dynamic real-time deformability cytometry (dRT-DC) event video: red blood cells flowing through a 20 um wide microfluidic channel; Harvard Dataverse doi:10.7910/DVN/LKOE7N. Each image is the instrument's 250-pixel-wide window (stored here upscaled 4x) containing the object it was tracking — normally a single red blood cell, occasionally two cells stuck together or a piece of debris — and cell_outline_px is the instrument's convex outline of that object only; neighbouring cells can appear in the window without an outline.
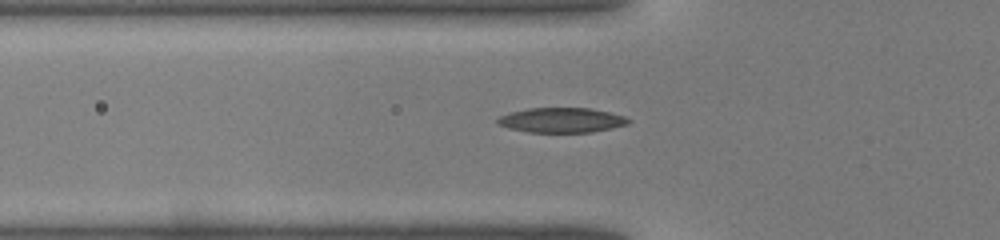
{"species": "common noctule bat (a hibernating species)", "species_latin": "Nyctalus noctula", "temperature_condition": "warm", "stored_images_in_passage": 30, "camera_frame_rate_fps": 3000, "um_per_image_px": 0.085, "animal": {"sex": "male", "body_mass_g": 19.0, "forearm_length_mm": 50.8}, "frame": {"image": 1, "passage_image": 3, "time_ms": 0.667, "image_size_px": [1000, 240], "cell_outline_px": [[632, 120], [628, 124], [612, 128], [592, 132], [528, 132], [508, 128], [496, 124], [496, 120], [500, 116], [512, 112], [528, 108], [588, 108], [608, 112], [624, 116]], "centroid_in_image_um": [47.72, 10.22], "position_along_channel_um": 78.1, "area_um2": 18.9}}
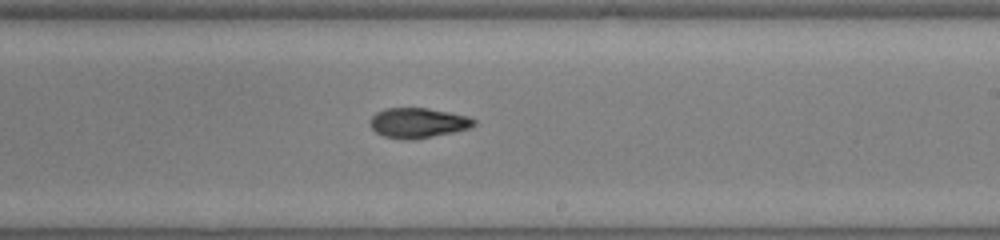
{"frame": {"image": 2, "passage_image": 14, "time_ms": 4.333, "image_size_px": [1000, 240], "cell_outline_px": [[476, 124], [468, 128], [452, 132], [432, 136], [384, 136], [376, 132], [368, 124], [372, 116], [376, 112], [384, 108], [428, 108], [468, 116], [476, 120]], "centroid_in_image_um": [35.53, 10.38], "position_along_channel_um": 253.5, "area_um2": 17.34}}
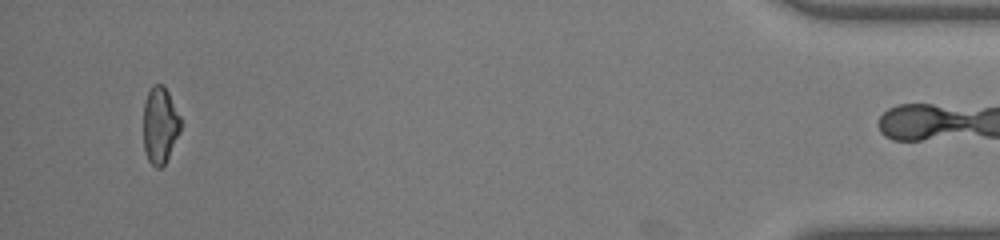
{"frame": {"image": 3, "passage_image": 29, "time_ms": 9.333, "image_size_px": [1000, 240], "cell_outline_px": [[180, 132], [164, 164], [160, 168], [156, 168], [148, 160], [144, 148], [144, 104], [148, 92], [152, 84], [164, 84], [180, 116]], "centroid_in_image_um": [13.59, 10.62], "position_along_channel_um": 421.6, "area_um2": 16.47}}